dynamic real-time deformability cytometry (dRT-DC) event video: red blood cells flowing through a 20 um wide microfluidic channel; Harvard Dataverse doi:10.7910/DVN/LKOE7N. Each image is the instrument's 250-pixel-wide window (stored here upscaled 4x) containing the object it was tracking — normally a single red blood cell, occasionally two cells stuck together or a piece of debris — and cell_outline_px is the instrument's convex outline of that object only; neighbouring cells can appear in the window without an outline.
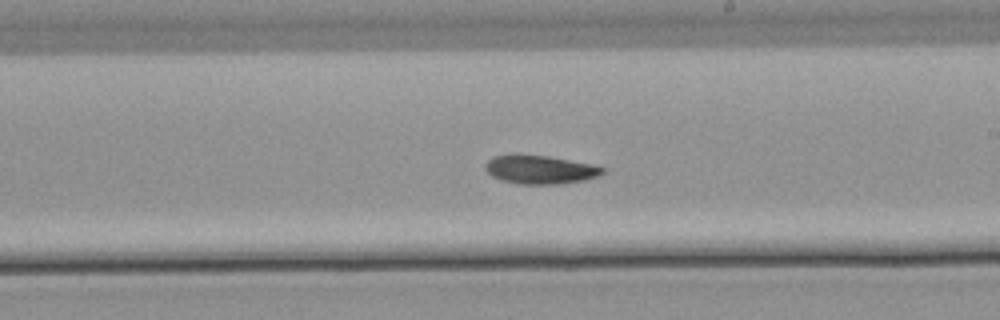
{"species": "common noctule bat (a hibernating species)", "species_latin": "Nyctalus noctula", "temperature_condition": "warm", "stored_images_in_passage": 41, "camera_frame_rate_fps": 3000, "um_per_image_px": 0.085, "animal": {"sex": "male", "body_mass_g": 21.5, "forearm_length_mm": 52.0}, "frame": {"image": 1, "passage_image": 18, "time_ms": 5.667, "image_size_px": [1000, 320], "cell_outline_px": [[604, 172], [596, 176], [584, 180], [560, 184], [516, 184], [500, 180], [492, 176], [484, 168], [484, 164], [492, 156], [516, 152], [548, 156], [592, 164], [604, 168]], "centroid_in_image_um": [45.82, 14.39], "position_along_channel_um": 243.2, "area_um2": 20.0}, "authors_computed_cell_mechanics": {"area_um2": 19.4786, "velocity_mm_per_s": 3.7727, "shape_relaxation_time_tau1_ms": 6.0687, "shape_relaxation_time_tau2_ms": 8.4114, "deformation_change_tau1": 0.1227, "deformation_change_tau2": 0.1157}}